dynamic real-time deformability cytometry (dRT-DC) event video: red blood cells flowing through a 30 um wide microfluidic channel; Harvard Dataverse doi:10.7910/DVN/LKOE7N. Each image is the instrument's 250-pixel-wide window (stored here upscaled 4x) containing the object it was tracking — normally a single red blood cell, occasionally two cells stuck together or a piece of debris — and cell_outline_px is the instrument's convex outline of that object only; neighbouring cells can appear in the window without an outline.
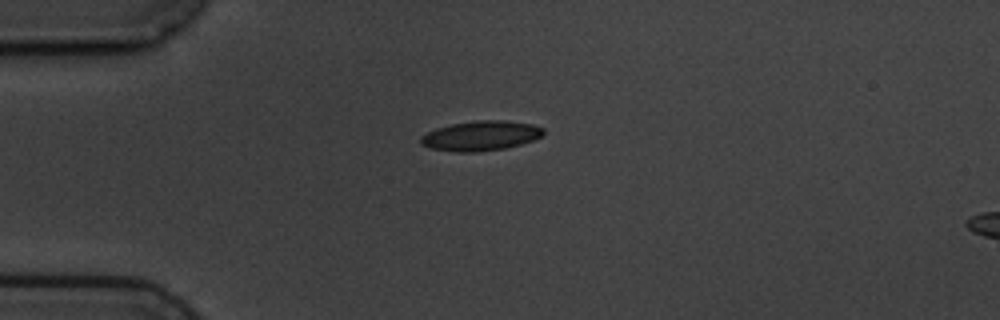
{"species": "common noctule bat (a hibernating species)", "species_latin": "Nyctalus noctula", "temperature_condition": "cold", "stored_images_in_passage": 12, "camera_frame_rate_fps": 3000, "um_per_image_px": 0.085, "animal": {"sex": "male", "body_mass_g": 19.5, "forearm_length_mm": 54.6}, "frame": {"image": 1, "passage_image": 1, "time_ms": 0.0, "image_size_px": [1000, 320], "cell_outline_px": [[544, 132], [540, 136], [532, 140], [520, 144], [504, 148], [476, 152], [456, 152], [432, 148], [420, 144], [420, 136], [436, 128], [452, 124], [476, 120], [504, 120], [532, 124], [544, 128]], "centroid_in_image_um": [40.84, 11.53], "position_along_channel_um": 44.2, "area_um2": 21.15}}
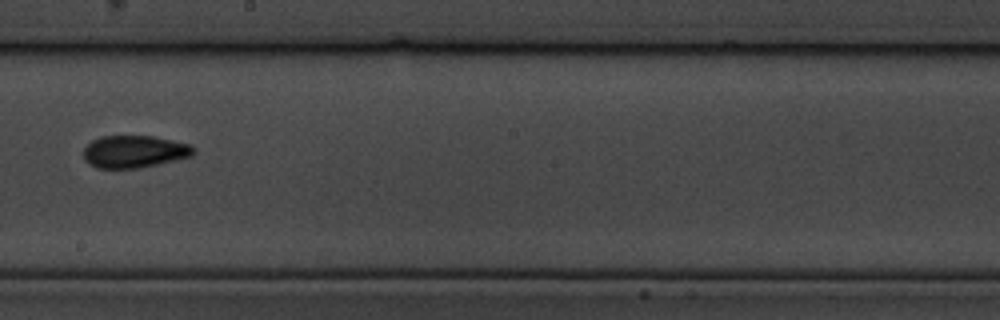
{"frame": {"image": 2, "passage_image": 6, "time_ms": 6.0, "image_size_px": [1000, 320], "cell_outline_px": [[196, 152], [192, 156], [156, 164], [136, 168], [96, 168], [88, 164], [84, 160], [84, 148], [92, 140], [104, 136], [152, 136], [192, 144], [196, 148]], "centroid_in_image_um": [11.43, 12.88], "position_along_channel_um": 236.8, "area_um2": 20.75}}
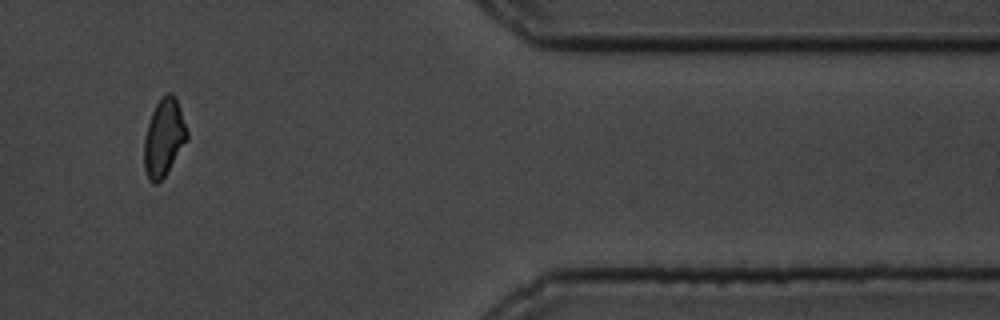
{"frame": {"image": 3, "passage_image": 10, "time_ms": 11.333, "image_size_px": [1000, 320], "cell_outline_px": [[188, 136], [164, 176], [156, 184], [152, 184], [148, 180], [144, 168], [144, 136], [152, 112], [156, 104], [168, 92], [172, 92], [176, 96], [188, 132]], "centroid_in_image_um": [13.91, 11.69], "position_along_channel_um": 397.5, "area_um2": 19.02}, "authors_computed_cell_mechanics": {"area_um2": 20.5768, "velocity_mm_per_s": 3.5845, "shape_relaxation_time_tau1_ms": 2.7709, "shape_relaxation_time_tau2_ms": 1.8591, "deformation_change_tau1": 0.0842, "deformation_change_tau2": 0.0552}}